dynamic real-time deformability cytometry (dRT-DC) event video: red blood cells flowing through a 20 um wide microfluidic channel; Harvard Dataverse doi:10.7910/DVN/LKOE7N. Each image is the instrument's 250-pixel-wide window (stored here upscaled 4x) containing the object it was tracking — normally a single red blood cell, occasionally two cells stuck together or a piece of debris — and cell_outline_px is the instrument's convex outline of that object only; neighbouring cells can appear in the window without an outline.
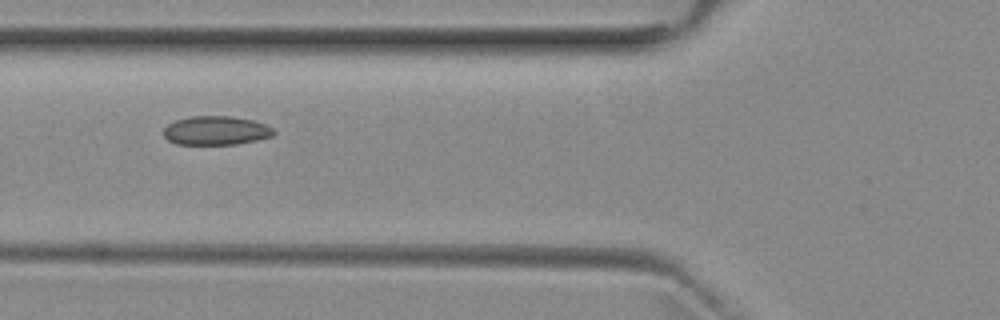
{"species": "common noctule bat (a hibernating species)", "species_latin": "Nyctalus noctula", "temperature_condition": "room temperature", "stored_images_in_passage": 5, "camera_frame_rate_fps": 3000, "um_per_image_px": 0.085, "animal": {"sex": "female", "body_mass_g": 29.2, "forearm_length_mm": 56.3}, "frame": {"image": 1, "passage_image": 5, "time_ms": 4.667, "image_size_px": [1000, 320], "cell_outline_px": [[276, 132], [272, 136], [256, 140], [236, 144], [176, 144], [168, 140], [164, 136], [164, 128], [168, 124], [176, 120], [192, 116], [228, 116], [252, 120], [264, 124], [272, 128]], "centroid_in_image_um": [18.34, 11.1], "position_along_channel_um": 107.5, "area_um2": 18.38}}